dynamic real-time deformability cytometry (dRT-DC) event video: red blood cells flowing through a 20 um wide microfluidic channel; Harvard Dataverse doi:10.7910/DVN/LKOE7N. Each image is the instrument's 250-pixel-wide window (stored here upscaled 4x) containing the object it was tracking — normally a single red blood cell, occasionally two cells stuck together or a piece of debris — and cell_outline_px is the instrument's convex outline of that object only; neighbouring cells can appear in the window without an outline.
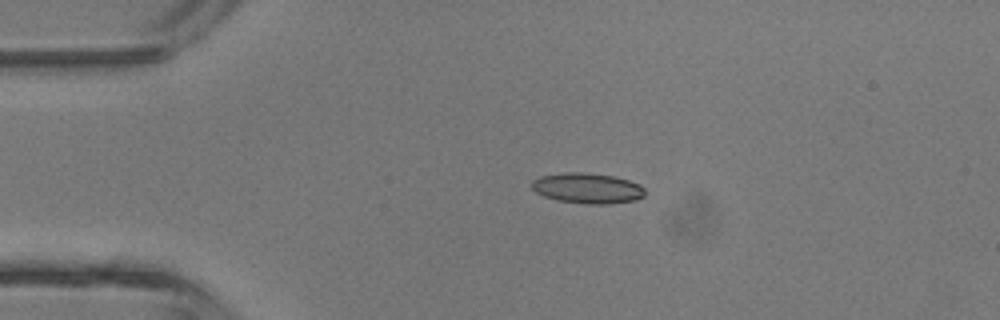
{"species": "common noctule bat (a hibernating species)", "species_latin": "Nyctalus noctula", "temperature_condition": "room temperature", "stored_images_in_passage": 5, "camera_frame_rate_fps": 3000, "um_per_image_px": 0.085, "animal": {"sex": "male", "body_mass_g": 13.3}, "frame": {"image": 1, "passage_image": 3, "time_ms": 3.0, "image_size_px": [1000, 320], "cell_outline_px": [[644, 196], [636, 200], [608, 204], [584, 204], [556, 200], [544, 196], [536, 192], [532, 188], [532, 180], [540, 176], [564, 172], [584, 172], [612, 176], [628, 180], [640, 184], [644, 188]], "centroid_in_image_um": [49.92, 16.0], "position_along_channel_um": 35.1, "area_um2": 20.17}}
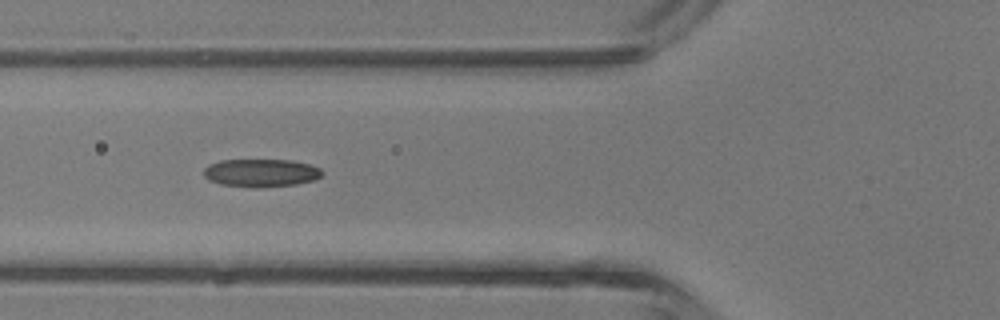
{"frame": {"image": 2, "passage_image": 5, "time_ms": 5.333, "image_size_px": [1000, 320], "cell_outline_px": [[324, 172], [316, 180], [296, 184], [256, 188], [220, 184], [208, 180], [204, 176], [204, 168], [208, 164], [220, 160], [292, 160], [308, 164], [320, 168]], "centroid_in_image_um": [22.18, 14.69], "position_along_channel_um": 103.6, "area_um2": 19.42}}